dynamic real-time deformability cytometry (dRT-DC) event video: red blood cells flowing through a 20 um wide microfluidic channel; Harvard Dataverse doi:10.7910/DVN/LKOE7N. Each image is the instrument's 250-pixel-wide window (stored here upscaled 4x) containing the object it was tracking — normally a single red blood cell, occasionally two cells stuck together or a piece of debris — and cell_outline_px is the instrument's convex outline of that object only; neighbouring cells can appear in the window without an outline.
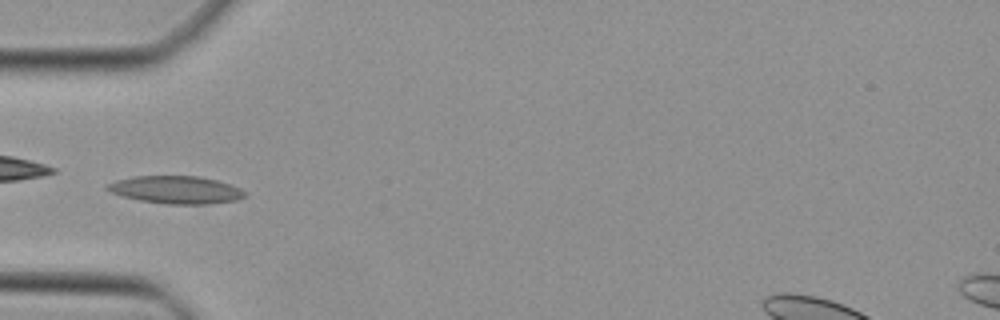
{"species": "Egyptian fruit bat (a non-hibernating species)", "species_latin": "Rousettus aegyptiacus", "temperature_condition": "cold", "stored_images_in_passage": 20, "camera_frame_rate_fps": 3000, "um_per_image_px": 0.085, "animal": {"sex": "female"}, "frame": {"image": 1, "passage_image": 5, "time_ms": 1.333, "image_size_px": [1000, 320], "cell_outline_px": [[248, 196], [236, 200], [208, 204], [168, 204], [140, 200], [124, 196], [112, 192], [104, 188], [104, 184], [116, 180], [136, 176], [196, 176], [216, 180], [240, 188], [248, 192]], "centroid_in_image_um": [14.97, 16.13], "position_along_channel_um": 70.0, "area_um2": 22.14}}
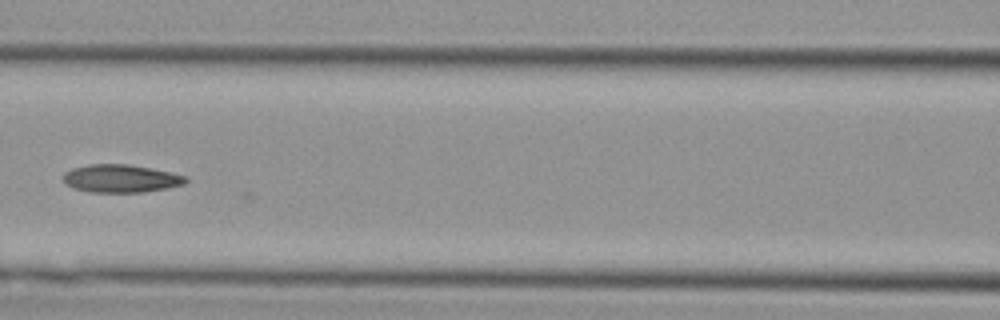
{"frame": {"image": 2, "passage_image": 11, "time_ms": 3.333, "image_size_px": [1000, 320], "cell_outline_px": [[188, 180], [184, 184], [168, 188], [144, 192], [92, 192], [76, 188], [64, 184], [64, 172], [72, 168], [88, 164], [128, 164], [152, 168], [188, 176]], "centroid_in_image_um": [10.3, 15.16], "position_along_channel_um": 156.3, "area_um2": 20.0}}
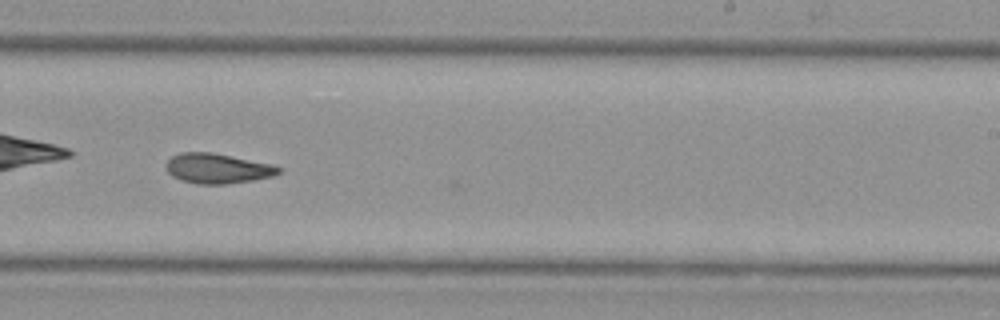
{"frame": {"image": 3, "passage_image": 19, "time_ms": 6.0, "image_size_px": [1000, 320], "cell_outline_px": [[280, 172], [272, 176], [252, 180], [224, 184], [196, 184], [180, 180], [172, 176], [168, 172], [168, 160], [172, 156], [180, 152], [208, 152], [272, 164], [280, 168]], "centroid_in_image_um": [18.46, 14.32], "position_along_channel_um": 270.5, "area_um2": 19.31}}